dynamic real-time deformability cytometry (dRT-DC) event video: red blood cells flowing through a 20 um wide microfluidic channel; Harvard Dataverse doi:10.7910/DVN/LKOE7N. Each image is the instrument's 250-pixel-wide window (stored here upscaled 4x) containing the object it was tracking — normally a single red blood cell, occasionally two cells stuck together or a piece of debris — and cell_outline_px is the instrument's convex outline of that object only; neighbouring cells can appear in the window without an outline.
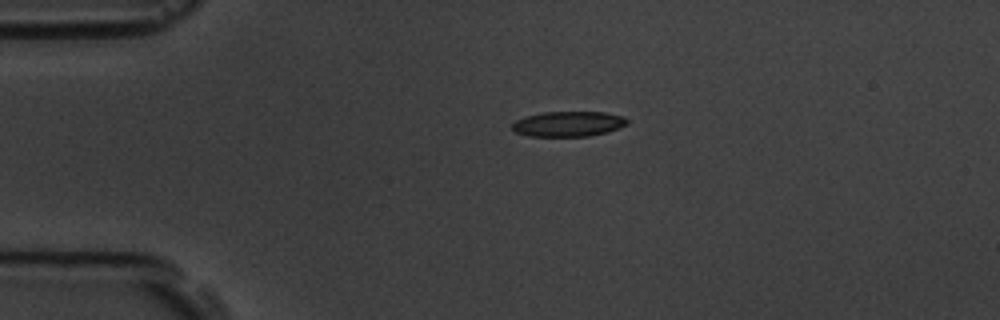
{"species": "common noctule bat (a hibernating species)", "species_latin": "Nyctalus noctula", "temperature_condition": "room temperature", "stored_images_in_passage": 2, "camera_frame_rate_fps": 3000, "um_per_image_px": 0.085, "animal": {"sex": "male", "body_mass_g": 19.5, "forearm_length_mm": 54.6}, "frame": {"image": 1, "passage_image": 1, "time_ms": 0.0, "image_size_px": [1000, 320], "cell_outline_px": [[628, 124], [620, 128], [608, 132], [588, 136], [528, 136], [516, 132], [512, 128], [512, 124], [516, 120], [524, 116], [544, 112], [604, 112], [624, 116], [628, 120]], "centroid_in_image_um": [48.33, 10.53], "position_along_channel_um": 36.7, "area_um2": 16.99}}